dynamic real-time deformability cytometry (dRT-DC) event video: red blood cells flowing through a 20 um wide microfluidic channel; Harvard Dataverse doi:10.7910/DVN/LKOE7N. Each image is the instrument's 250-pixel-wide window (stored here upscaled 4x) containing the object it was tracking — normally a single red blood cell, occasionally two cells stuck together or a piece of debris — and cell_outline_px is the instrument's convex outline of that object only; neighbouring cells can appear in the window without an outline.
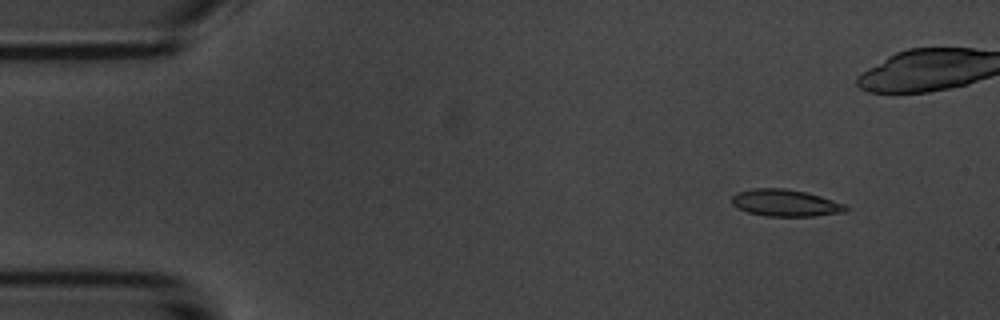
{"species": "common noctule bat (a hibernating species)", "species_latin": "Nyctalus noctula", "temperature_condition": "room temperature", "stored_images_in_passage": 4, "camera_frame_rate_fps": 3000, "um_per_image_px": 0.085, "animal": {"sex": "male", "body_mass_g": 20.1, "forearm_length_mm": 53.5}, "frame": {"image": 1, "passage_image": 1, "time_ms": 0.0, "image_size_px": [1000, 320], "cell_outline_px": [[848, 208], [844, 212], [812, 216], [764, 216], [748, 212], [736, 208], [732, 204], [732, 196], [736, 192], [752, 188], [784, 188], [804, 192], [820, 196], [844, 204]], "centroid_in_image_um": [66.69, 17.25], "position_along_channel_um": 18.3, "area_um2": 17.8}}